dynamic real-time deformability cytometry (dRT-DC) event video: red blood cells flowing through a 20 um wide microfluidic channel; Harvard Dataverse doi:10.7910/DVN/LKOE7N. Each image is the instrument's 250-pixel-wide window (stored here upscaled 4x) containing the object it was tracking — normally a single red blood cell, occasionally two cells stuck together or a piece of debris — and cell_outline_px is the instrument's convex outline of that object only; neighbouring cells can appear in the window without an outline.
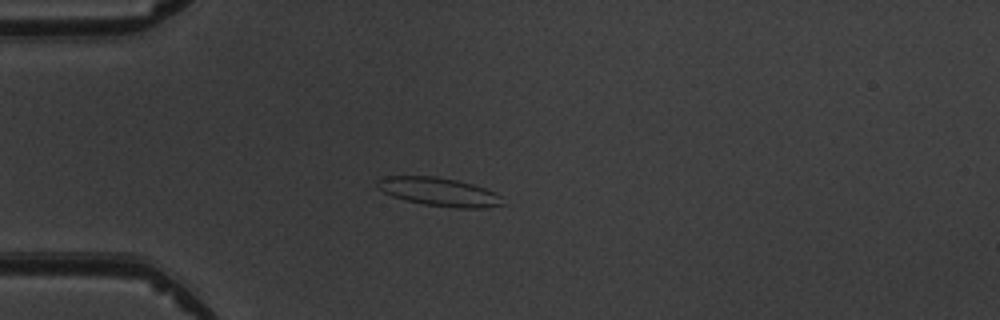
{"species": "common noctule bat (a hibernating species)", "species_latin": "Nyctalus noctula", "temperature_condition": "warm", "stored_images_in_passage": 4, "camera_frame_rate_fps": 3000, "um_per_image_px": 0.085, "animal": {"sex": "male", "body_mass_g": 19.5, "forearm_length_mm": 54.6}, "frame": {"image": 1, "passage_image": 3, "time_ms": 2.333, "image_size_px": [1000, 320], "cell_outline_px": [[504, 204], [484, 208], [456, 208], [424, 204], [392, 196], [384, 192], [376, 184], [376, 180], [388, 176], [436, 176], [456, 180], [472, 184], [496, 192], [500, 196]], "centroid_in_image_um": [37.34, 16.3], "position_along_channel_um": 47.7, "area_um2": 20.58}}